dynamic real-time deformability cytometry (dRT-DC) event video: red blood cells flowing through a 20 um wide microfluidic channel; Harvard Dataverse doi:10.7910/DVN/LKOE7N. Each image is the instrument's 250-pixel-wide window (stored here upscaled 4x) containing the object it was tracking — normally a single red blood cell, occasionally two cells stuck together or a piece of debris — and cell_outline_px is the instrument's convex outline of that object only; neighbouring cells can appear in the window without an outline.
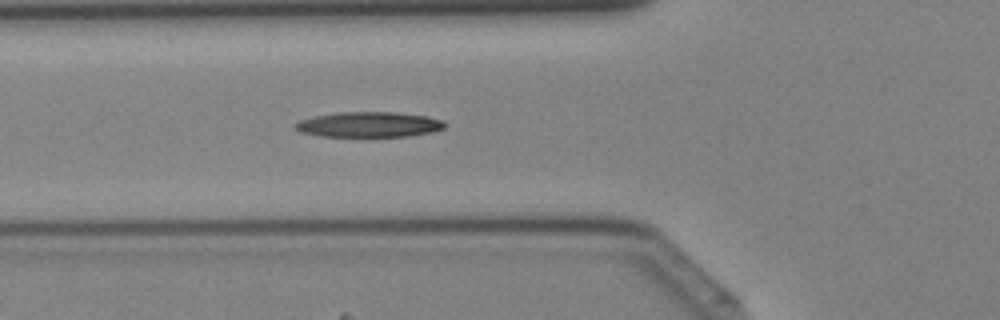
{"species": "Egyptian fruit bat (a non-hibernating species)", "species_latin": "Rousettus aegyptiacus", "temperature_condition": "cold", "stored_images_in_passage": 43, "camera_frame_rate_fps": 3000, "um_per_image_px": 0.085, "animal": {"sex": "female"}, "frame": {"image": 1, "passage_image": 16, "time_ms": 5.0, "image_size_px": [1000, 320], "cell_outline_px": [[444, 128], [432, 132], [408, 136], [320, 136], [300, 132], [292, 128], [292, 124], [300, 120], [316, 116], [336, 112], [396, 112], [428, 116], [444, 120]], "centroid_in_image_um": [31.33, 10.58], "position_along_channel_um": 94.5, "area_um2": 22.14}}
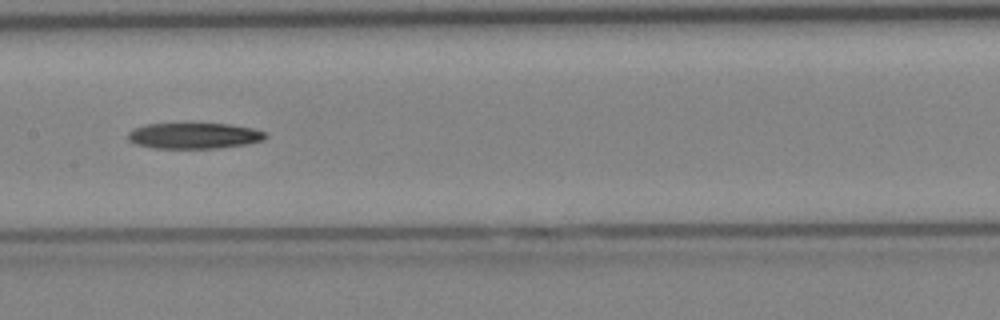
{"frame": {"image": 2, "passage_image": 22, "time_ms": 7.0, "image_size_px": [1000, 320], "cell_outline_px": [[268, 136], [264, 140], [244, 144], [216, 148], [152, 148], [136, 144], [128, 140], [128, 132], [132, 128], [144, 124], [228, 124], [252, 128], [264, 132]], "centroid_in_image_um": [16.45, 11.54], "position_along_channel_um": 191.0, "area_um2": 20.63}}
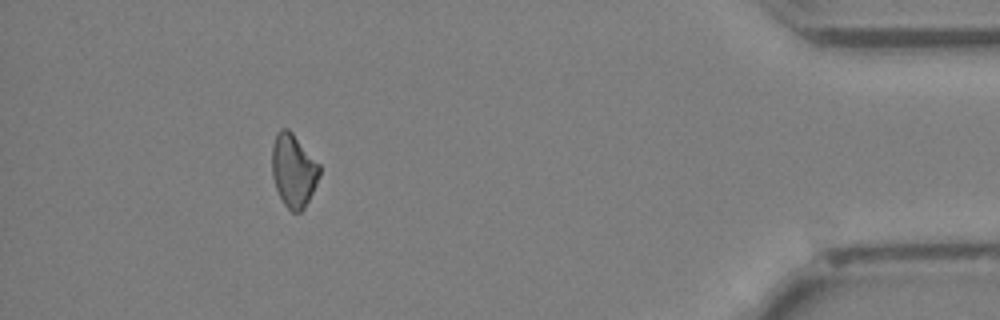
{"frame": {"image": 3, "passage_image": 39, "time_ms": 12.667, "image_size_px": [1000, 320], "cell_outline_px": [[320, 176], [304, 208], [300, 212], [292, 212], [284, 204], [276, 188], [272, 176], [272, 148], [276, 132], [280, 128], [288, 128], [292, 132], [320, 164]], "centroid_in_image_um": [24.94, 14.46], "position_along_channel_um": 410.3, "area_um2": 20.23}}